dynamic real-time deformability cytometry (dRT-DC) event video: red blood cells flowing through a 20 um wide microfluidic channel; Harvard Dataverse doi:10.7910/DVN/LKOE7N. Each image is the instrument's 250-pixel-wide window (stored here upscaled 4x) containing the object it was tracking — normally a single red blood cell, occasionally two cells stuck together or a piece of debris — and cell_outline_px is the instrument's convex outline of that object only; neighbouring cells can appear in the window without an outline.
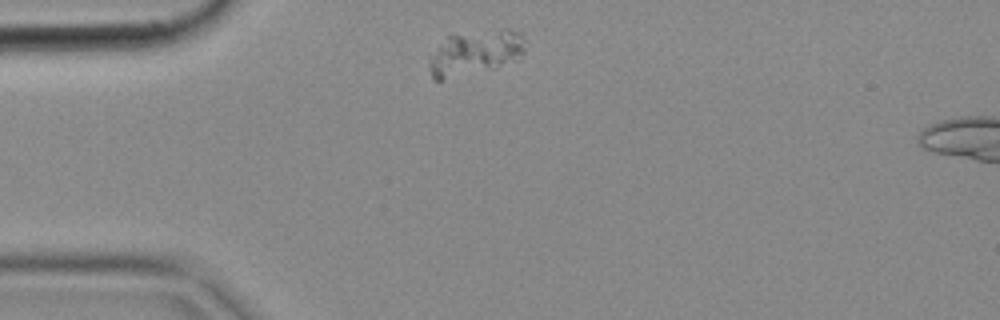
{"species": "common noctule bat (a hibernating species)", "species_latin": "Nyctalus noctula", "temperature_condition": "cold", "stored_images_in_passage": 3, "camera_frame_rate_fps": 3000, "um_per_image_px": 0.085, "animal": {"sex": "female", "body_mass_g": 18.4}, "frame": {"image": 1, "passage_image": 1, "time_ms": 0.0, "image_size_px": [1000, 320], "cell_outline_px": [[524, 52], [516, 60], [488, 68], [444, 80], [436, 80], [432, 76], [428, 68], [428, 56], [452, 32], [520, 32], [524, 36]], "centroid_in_image_um": [40.28, 4.49], "position_along_channel_um": 44.7, "area_um2": 24.33}}
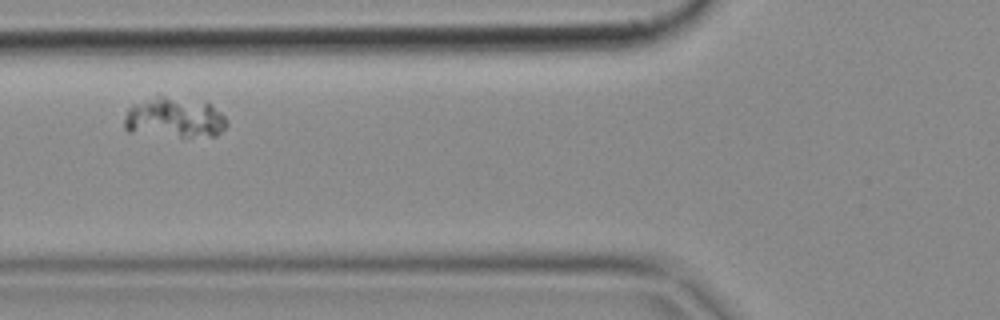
{"frame": {"image": 2, "passage_image": 3, "time_ms": 0.667, "image_size_px": [1000, 320], "cell_outline_px": [[228, 124], [216, 136], [180, 136], [128, 132], [124, 128], [124, 116], [128, 108], [132, 104], [156, 92], [208, 100], [228, 120]], "centroid_in_image_um": [14.81, 9.9], "position_along_channel_um": 111.0, "area_um2": 25.49}}